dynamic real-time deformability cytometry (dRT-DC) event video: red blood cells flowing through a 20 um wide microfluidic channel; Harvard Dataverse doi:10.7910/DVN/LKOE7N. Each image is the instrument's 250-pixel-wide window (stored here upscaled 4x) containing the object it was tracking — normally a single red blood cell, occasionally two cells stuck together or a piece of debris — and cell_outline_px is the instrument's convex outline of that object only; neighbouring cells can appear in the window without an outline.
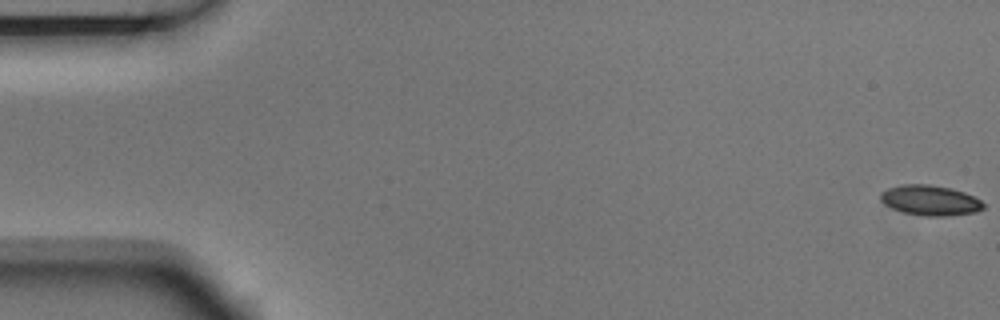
{"species": "Egyptian fruit bat (a non-hibernating species)", "species_latin": "Rousettus aegyptiacus", "temperature_condition": "room temperature", "stored_images_in_passage": 5, "camera_frame_rate_fps": 3000, "um_per_image_px": 0.085, "animal": {"sex": "male"}, "frame": {"image": 1, "passage_image": 1, "time_ms": 0.0, "image_size_px": [1000, 320], "cell_outline_px": [[984, 208], [976, 212], [944, 216], [924, 216], [904, 212], [892, 208], [884, 204], [880, 200], [880, 192], [888, 188], [904, 184], [928, 184], [952, 188], [976, 196], [984, 204]], "centroid_in_image_um": [79.07, 17.02], "position_along_channel_um": 5.9, "area_um2": 18.21}}
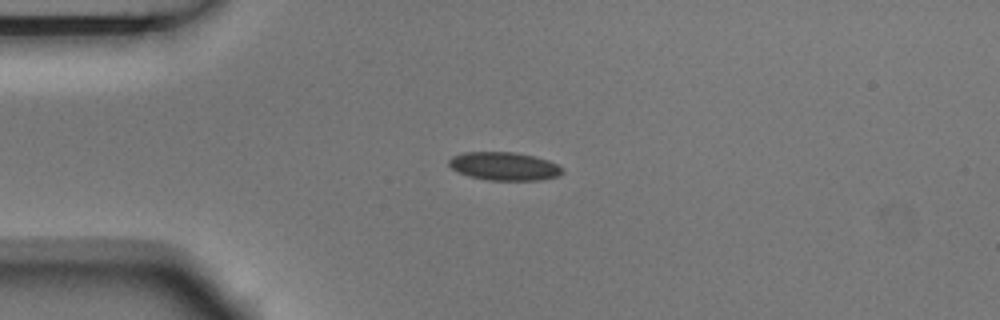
{"frame": {"image": 2, "passage_image": 4, "time_ms": 1.0, "image_size_px": [1000, 320], "cell_outline_px": [[564, 172], [556, 176], [540, 180], [488, 180], [468, 176], [452, 168], [448, 164], [448, 160], [452, 156], [464, 152], [516, 152], [548, 160], [564, 168]], "centroid_in_image_um": [42.85, 14.12], "position_along_channel_um": 42.1, "area_um2": 18.61}}